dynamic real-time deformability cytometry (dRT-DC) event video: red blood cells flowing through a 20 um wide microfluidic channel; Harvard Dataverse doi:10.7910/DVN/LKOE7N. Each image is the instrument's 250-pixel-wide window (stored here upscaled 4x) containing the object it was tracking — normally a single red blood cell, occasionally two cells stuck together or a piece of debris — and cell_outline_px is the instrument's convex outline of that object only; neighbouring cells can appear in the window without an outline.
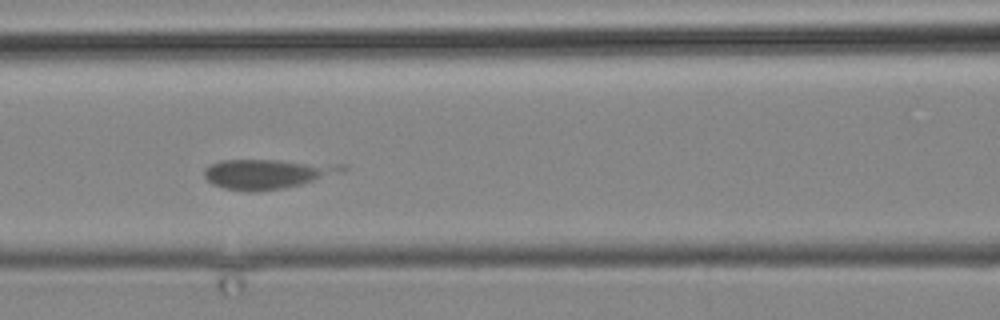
{"species": "common noctule bat (a hibernating species)", "species_latin": "Nyctalus noctula", "temperature_condition": "cold", "stored_images_in_passage": 4, "camera_frame_rate_fps": 3000, "um_per_image_px": 0.085, "animal": {"sex": "male", "body_mass_g": 19.2, "forearm_length_mm": 51.8}, "frame": {"image": 1, "passage_image": 3, "time_ms": 2.333, "image_size_px": [1000, 320], "cell_outline_px": [[348, 168], [340, 172], [300, 184], [284, 188], [260, 192], [256, 192], [224, 188], [212, 184], [204, 176], [204, 168], [208, 164], [220, 160], [276, 160], [344, 164]], "centroid_in_image_um": [22.66, 14.77], "position_along_channel_um": 143.9, "area_um2": 23.76}}
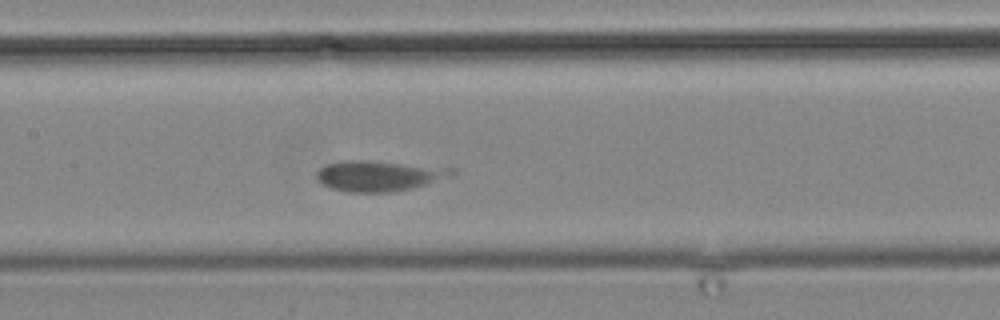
{"frame": {"image": 2, "passage_image": 4, "time_ms": 3.333, "image_size_px": [1000, 320], "cell_outline_px": [[456, 172], [424, 184], [412, 188], [392, 192], [348, 192], [332, 188], [316, 180], [316, 172], [320, 168], [328, 164], [344, 160], [364, 160], [456, 168]], "centroid_in_image_um": [32.14, 14.94], "position_along_channel_um": 175.3, "area_um2": 23.64}}